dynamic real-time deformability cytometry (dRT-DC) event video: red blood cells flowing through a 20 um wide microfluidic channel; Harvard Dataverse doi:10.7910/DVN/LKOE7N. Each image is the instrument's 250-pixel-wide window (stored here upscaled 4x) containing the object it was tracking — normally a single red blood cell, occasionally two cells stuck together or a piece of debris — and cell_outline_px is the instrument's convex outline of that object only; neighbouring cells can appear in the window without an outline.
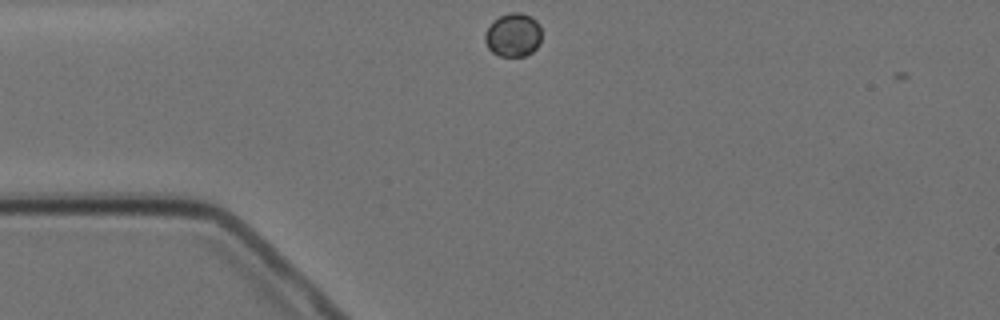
{"species": "Egyptian fruit bat (a non-hibernating species)", "species_latin": "Rousettus aegyptiacus", "temperature_condition": "cold", "stored_images_in_passage": 2, "camera_frame_rate_fps": 3000, "um_per_image_px": 0.085, "animal": {"sex": "female"}, "frame": {"image": 1, "passage_image": 1, "time_ms": 0.0, "image_size_px": [1000, 320], "cell_outline_px": [[540, 44], [532, 52], [524, 56], [500, 56], [492, 52], [488, 48], [484, 40], [484, 36], [488, 28], [500, 16], [512, 12], [520, 12], [532, 16], [540, 24]], "centroid_in_image_um": [43.64, 2.98], "position_along_channel_um": 41.4, "area_um2": 14.33}}